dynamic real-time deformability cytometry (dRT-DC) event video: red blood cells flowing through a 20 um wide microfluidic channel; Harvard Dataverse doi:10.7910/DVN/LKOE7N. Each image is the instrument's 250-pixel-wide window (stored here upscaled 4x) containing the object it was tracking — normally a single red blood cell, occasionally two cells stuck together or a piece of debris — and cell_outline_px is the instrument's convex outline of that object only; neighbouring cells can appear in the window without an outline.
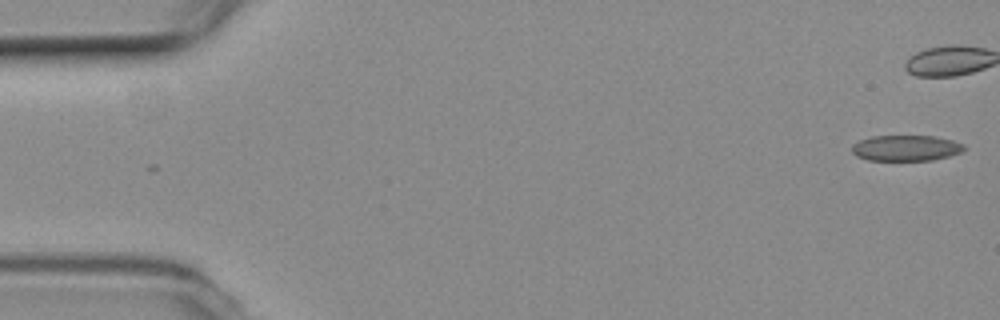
{"species": "common noctule bat (a hibernating species)", "species_latin": "Nyctalus noctula", "temperature_condition": "room temperature", "stored_images_in_passage": 55, "camera_frame_rate_fps": 3000, "um_per_image_px": 0.085, "animal": {"sex": "female", "body_mass_g": 19.3, "forearm_length_mm": 54.1}, "frame": {"image": 1, "passage_image": 1, "time_ms": 0.0, "image_size_px": [1000, 320], "cell_outline_px": [[968, 148], [960, 152], [948, 156], [932, 160], [868, 160], [856, 156], [852, 152], [852, 144], [860, 140], [872, 136], [932, 136], [952, 140], [964, 144]], "centroid_in_image_um": [77.0, 12.58], "position_along_channel_um": 8.0, "area_um2": 16.82}}
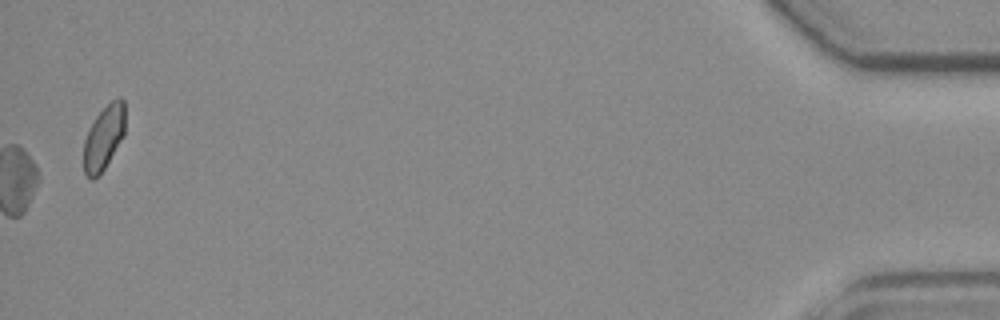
{"frame": {"image": 2, "passage_image": 55, "time_ms": 18.0, "image_size_px": [1000, 320], "cell_outline_px": [[124, 136], [104, 168], [92, 180], [84, 172], [84, 140], [96, 116], [116, 96], [120, 96], [124, 100]], "centroid_in_image_um": [8.84, 11.66], "position_along_channel_um": 426.4, "area_um2": 15.2}, "authors_computed_cell_mechanics": {"area_um2": 17.7446, "velocity_mm_per_s": 3.7579, "shape_relaxation_time_tau1_ms": null, "shape_relaxation_time_tau2_ms": 4.3367, "deformation_change_tau1": null, "deformation_change_tau2": 0.1005}}